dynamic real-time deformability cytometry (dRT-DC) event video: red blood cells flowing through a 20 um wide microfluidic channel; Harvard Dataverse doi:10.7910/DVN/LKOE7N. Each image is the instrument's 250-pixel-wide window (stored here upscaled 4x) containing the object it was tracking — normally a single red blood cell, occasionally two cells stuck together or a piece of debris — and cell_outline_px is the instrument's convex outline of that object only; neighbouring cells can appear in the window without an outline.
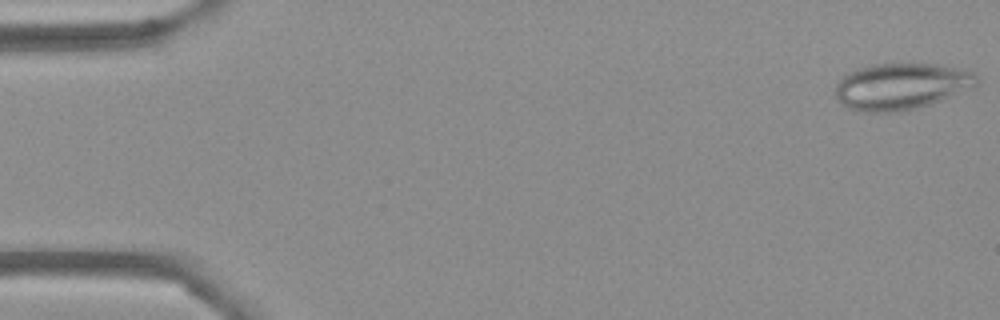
{"species": "Egyptian fruit bat (a non-hibernating species)", "species_latin": "Rousettus aegyptiacus", "temperature_condition": "cold", "stored_images_in_passage": 54, "camera_frame_rate_fps": 3000, "um_per_image_px": 0.085, "frame": {"image": 1, "passage_image": 1, "time_ms": 0.0, "image_size_px": [1000, 320], "cell_outline_px": [[980, 80], [976, 88], [928, 104], [896, 112], [856, 112], [840, 104], [836, 96], [836, 84], [848, 72], [856, 68], [872, 64], [912, 60], [940, 64], [964, 68], [972, 72]], "centroid_in_image_um": [76.64, 7.28], "position_along_channel_um": 8.4, "area_um2": 39.65}}
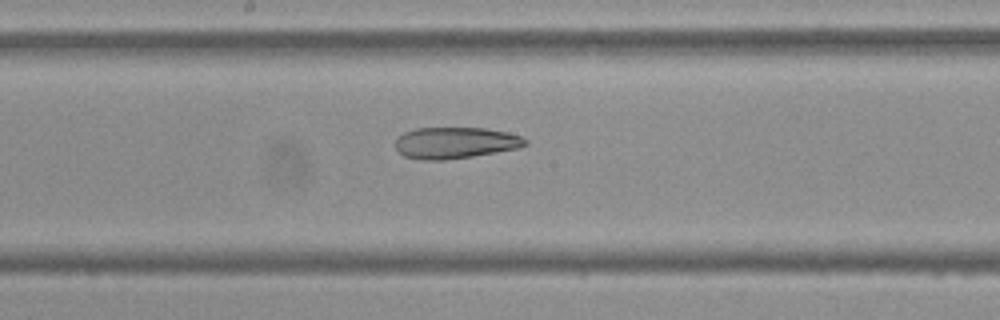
{"frame": {"image": 2, "passage_image": 28, "time_ms": 9.0, "image_size_px": [1000, 320], "cell_outline_px": [[528, 144], [520, 148], [472, 156], [444, 160], [420, 160], [404, 156], [396, 148], [396, 140], [404, 132], [416, 128], [484, 128], [508, 132], [524, 136], [528, 140]], "centroid_in_image_um": [38.75, 12.14], "position_along_channel_um": 209.5, "area_um2": 23.87}}
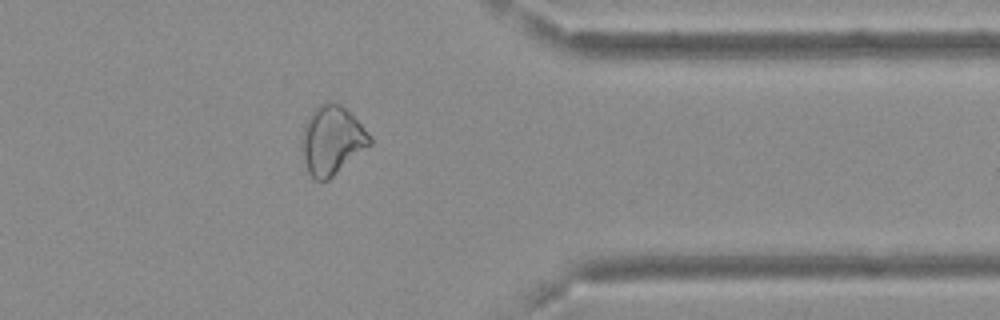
{"frame": {"image": 3, "passage_image": 43, "time_ms": 14.0, "image_size_px": [1000, 320], "cell_outline_px": [[372, 144], [328, 180], [316, 180], [308, 172], [300, 152], [300, 136], [304, 124], [308, 116], [320, 104], [328, 100], [332, 100], [340, 104], [372, 136]], "centroid_in_image_um": [28.17, 11.92], "position_along_channel_um": 383.2, "area_um2": 27.46}, "authors_computed_cell_mechanics": {"area_um2": 28.9867, "velocity_mm_per_s": 3.7203, "shape_relaxation_time_tau1_ms": null, "shape_relaxation_time_tau2_ms": 6.5648, "deformation_change_tau1": null, "deformation_change_tau2": 0.1509}}